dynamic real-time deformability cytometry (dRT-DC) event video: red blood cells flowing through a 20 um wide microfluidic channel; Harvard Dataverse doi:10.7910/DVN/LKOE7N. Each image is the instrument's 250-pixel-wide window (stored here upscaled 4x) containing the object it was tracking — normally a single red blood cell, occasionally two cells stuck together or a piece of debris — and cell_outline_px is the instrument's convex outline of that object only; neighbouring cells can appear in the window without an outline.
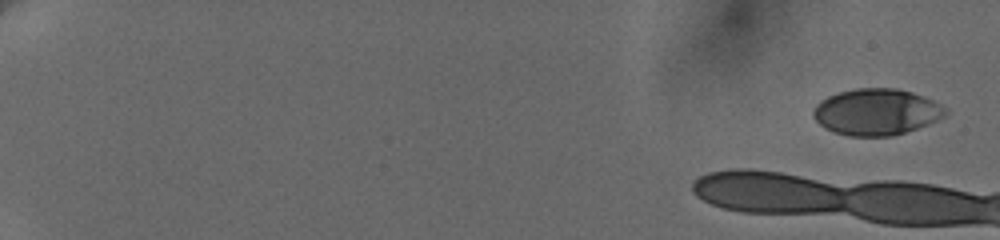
{"species": "human", "species_latin": "Homo sapiens", "temperature_condition": "cold", "stored_images_in_passage": 9, "segment_of_instrument_passage": [2, 2], "camera_frame_rate_fps": 3000, "um_per_image_px": 0.085, "donor": {"sex": "female"}, "frame": {"image": 1, "passage_image": 9, "time_ms": 4.0, "image_size_px": [1000, 240], "cell_outline_px": [[948, 112], [944, 116], [936, 120], [916, 128], [904, 132], [888, 136], [848, 136], [824, 128], [812, 116], [812, 112], [816, 104], [820, 100], [828, 96], [840, 92], [856, 88], [896, 88], [912, 92], [924, 96], [948, 108]], "centroid_in_image_um": [74.48, 9.5], "position_along_channel_um": 10.5, "area_um2": 35.6}}